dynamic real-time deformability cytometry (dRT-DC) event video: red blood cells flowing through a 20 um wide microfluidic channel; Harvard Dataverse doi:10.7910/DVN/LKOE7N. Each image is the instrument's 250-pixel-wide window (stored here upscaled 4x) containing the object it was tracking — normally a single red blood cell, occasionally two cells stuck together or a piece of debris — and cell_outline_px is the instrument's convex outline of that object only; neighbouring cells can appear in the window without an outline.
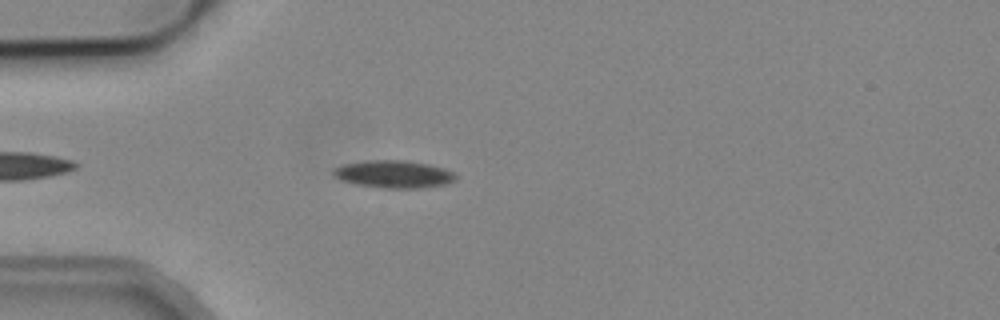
{"species": "common noctule bat (a hibernating species)", "species_latin": "Nyctalus noctula", "temperature_condition": "cold", "stored_images_in_passage": 5, "camera_frame_rate_fps": 3000, "um_per_image_px": 0.085, "animal": {"sex": "male", "body_mass_g": 19.2, "forearm_length_mm": 51.8}, "frame": {"image": 1, "passage_image": 4, "time_ms": 4.333, "image_size_px": [1000, 320], "cell_outline_px": [[456, 180], [444, 184], [420, 188], [380, 188], [356, 184], [340, 180], [332, 172], [332, 168], [344, 164], [372, 160], [404, 160], [428, 164], [444, 168], [452, 172], [456, 176]], "centroid_in_image_um": [33.45, 14.8], "position_along_channel_um": 51.5, "area_um2": 19.54}}